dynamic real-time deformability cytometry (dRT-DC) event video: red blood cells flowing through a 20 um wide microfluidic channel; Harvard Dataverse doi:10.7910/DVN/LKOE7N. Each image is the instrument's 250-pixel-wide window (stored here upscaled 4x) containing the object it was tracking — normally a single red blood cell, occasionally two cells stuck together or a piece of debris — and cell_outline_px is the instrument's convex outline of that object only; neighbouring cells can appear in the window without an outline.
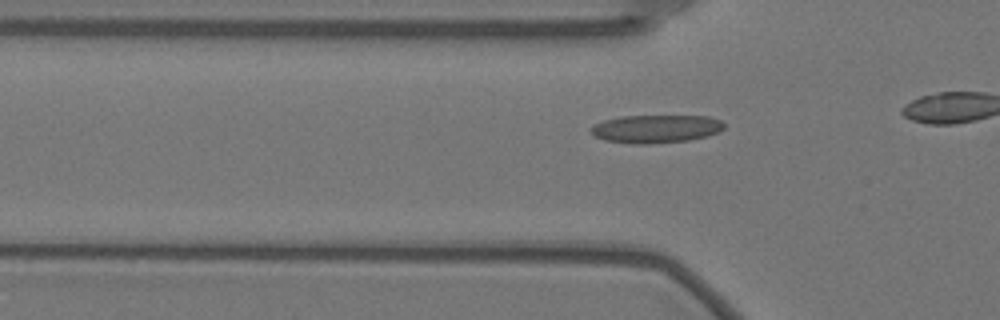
{"species": "Egyptian fruit bat (a non-hibernating species)", "species_latin": "Rousettus aegyptiacus", "temperature_condition": "warm", "stored_images_in_passage": 16, "camera_frame_rate_fps": 3000, "um_per_image_px": 0.085, "animal": {"sex": "female"}, "frame": {"image": 1, "passage_image": 10, "time_ms": 3.0, "image_size_px": [1000, 320], "cell_outline_px": [[724, 128], [708, 136], [688, 140], [648, 144], [632, 144], [604, 140], [596, 136], [588, 128], [604, 120], [620, 116], [708, 116], [720, 120], [724, 124]], "centroid_in_image_um": [55.74, 10.95], "position_along_channel_um": 70.1, "area_um2": 21.73}}
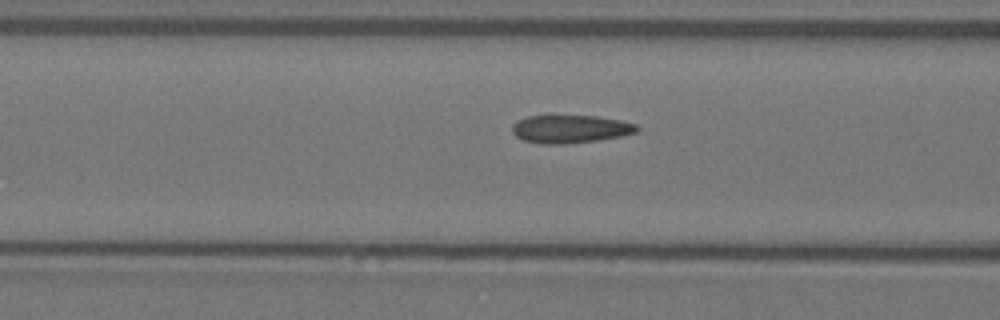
{"frame": {"image": 2, "passage_image": 14, "time_ms": 4.333, "image_size_px": [1000, 320], "cell_outline_px": [[640, 128], [636, 132], [620, 136], [600, 140], [564, 144], [540, 144], [524, 140], [516, 136], [512, 132], [512, 124], [516, 120], [528, 116], [596, 116], [620, 120], [636, 124]], "centroid_in_image_um": [48.46, 10.97], "position_along_channel_um": 118.1, "area_um2": 20.4}}